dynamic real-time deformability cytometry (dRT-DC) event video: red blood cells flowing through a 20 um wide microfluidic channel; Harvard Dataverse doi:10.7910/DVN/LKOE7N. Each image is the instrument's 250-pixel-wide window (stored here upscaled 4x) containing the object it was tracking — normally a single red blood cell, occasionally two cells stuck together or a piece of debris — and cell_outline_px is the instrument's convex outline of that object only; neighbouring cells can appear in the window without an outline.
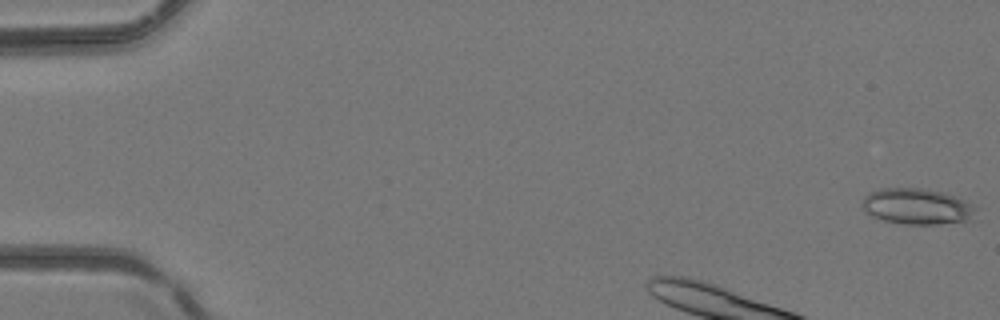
{"species": "common noctule bat (a hibernating species)", "species_latin": "Nyctalus noctula", "temperature_condition": "room temperature", "stored_images_in_passage": 5, "camera_frame_rate_fps": 3000, "um_per_image_px": 0.085, "animal": {"sex": "female", "body_mass_g": 24.6, "forearm_length_mm": 56.2}, "frame": {"image": 1, "passage_image": 1, "time_ms": 0.0, "image_size_px": [1000, 320], "cell_outline_px": [[980, 220], [940, 224], [904, 224], [884, 220], [872, 216], [864, 212], [864, 196], [868, 192], [880, 188], [928, 188], [964, 200], [980, 208]], "centroid_in_image_um": [78.08, 17.57], "position_along_channel_um": 6.9, "area_um2": 24.45}}